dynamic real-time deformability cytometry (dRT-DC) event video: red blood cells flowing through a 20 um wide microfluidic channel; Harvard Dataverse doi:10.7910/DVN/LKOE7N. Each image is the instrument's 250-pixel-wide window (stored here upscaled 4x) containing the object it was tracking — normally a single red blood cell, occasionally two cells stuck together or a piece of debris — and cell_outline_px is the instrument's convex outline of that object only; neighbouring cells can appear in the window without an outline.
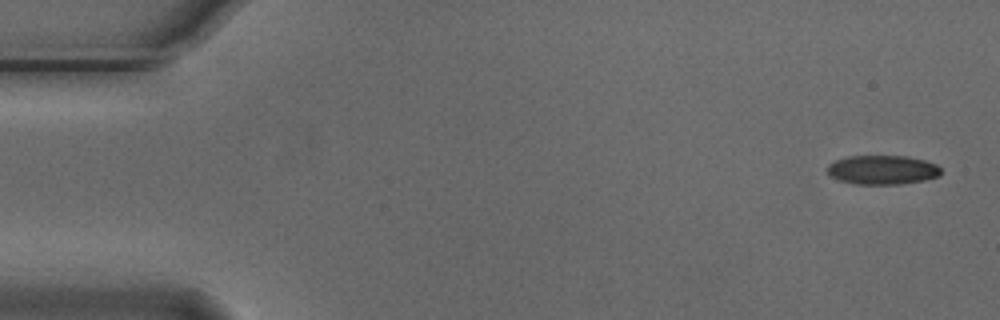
{"species": "Egyptian fruit bat (a non-hibernating species)", "species_latin": "Rousettus aegyptiacus", "temperature_condition": "cold", "stored_images_in_passage": 6, "camera_frame_rate_fps": 3000, "um_per_image_px": 0.085, "animal": {"sex": "male"}, "frame": {"image": 1, "passage_image": 1, "time_ms": 0.0, "image_size_px": [1000, 320], "cell_outline_px": [[940, 176], [924, 180], [900, 184], [856, 184], [836, 180], [828, 176], [828, 164], [836, 160], [848, 156], [908, 156], [924, 160], [936, 164], [940, 168]], "centroid_in_image_um": [74.98, 14.44], "position_along_channel_um": 10.0, "area_um2": 19.42}}
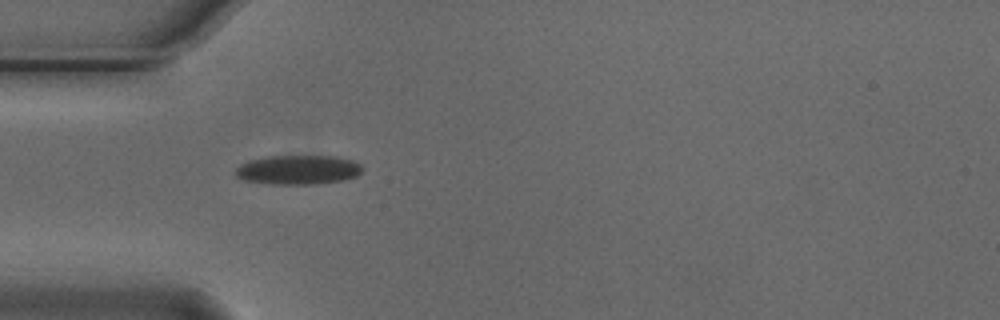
{"frame": {"image": 2, "passage_image": 5, "time_ms": 1.333, "image_size_px": [1000, 320], "cell_outline_px": [[364, 168], [356, 176], [344, 180], [316, 184], [272, 184], [244, 180], [236, 176], [236, 168], [240, 164], [248, 160], [264, 156], [336, 156], [352, 160], [360, 164]], "centroid_in_image_um": [25.33, 14.42], "position_along_channel_um": 59.7, "area_um2": 21.79}}
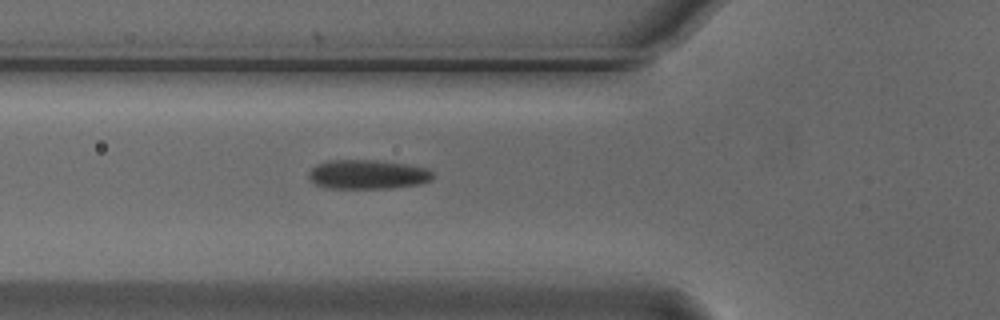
{"frame": {"image": 3, "passage_image": 6, "time_ms": 1.667, "image_size_px": [1000, 320], "cell_outline_px": [[432, 180], [420, 184], [392, 188], [328, 188], [316, 184], [308, 176], [308, 172], [316, 164], [328, 160], [376, 160], [404, 164], [424, 168], [432, 172]], "centroid_in_image_um": [31.22, 14.83], "position_along_channel_um": 94.6, "area_um2": 21.04}}